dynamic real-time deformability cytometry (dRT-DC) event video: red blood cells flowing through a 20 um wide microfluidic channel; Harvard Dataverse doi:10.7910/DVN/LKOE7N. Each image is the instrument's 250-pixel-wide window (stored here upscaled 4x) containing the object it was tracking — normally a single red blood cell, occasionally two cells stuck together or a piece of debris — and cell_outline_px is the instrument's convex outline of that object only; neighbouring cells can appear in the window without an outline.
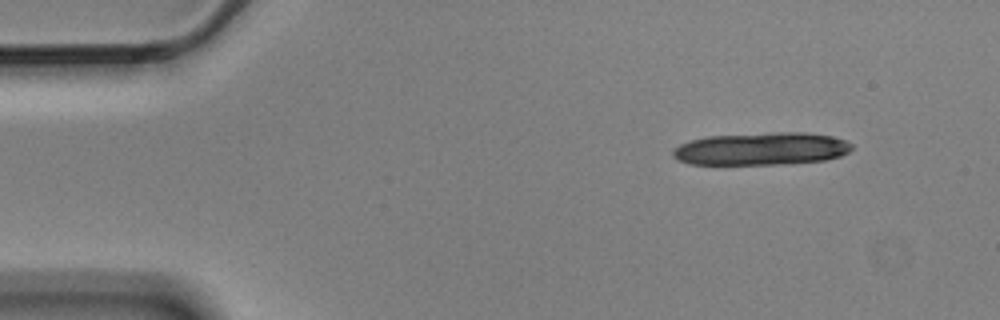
{"species": "Egyptian fruit bat (a non-hibernating species)", "species_latin": "Rousettus aegyptiacus", "temperature_condition": "cold", "stored_images_in_passage": 4, "camera_frame_rate_fps": 3000, "um_per_image_px": 0.085, "animal": {"sex": "male"}, "frame": {"image": 1, "passage_image": 1, "time_ms": 0.0, "image_size_px": [1000, 320], "cell_outline_px": [[852, 148], [848, 152], [840, 156], [824, 160], [784, 164], [688, 164], [676, 160], [672, 156], [672, 152], [680, 144], [692, 140], [708, 136], [780, 132], [800, 132], [832, 136], [844, 140], [852, 144]], "centroid_in_image_um": [64.7, 12.65], "position_along_channel_um": 20.3, "area_um2": 33.93}}